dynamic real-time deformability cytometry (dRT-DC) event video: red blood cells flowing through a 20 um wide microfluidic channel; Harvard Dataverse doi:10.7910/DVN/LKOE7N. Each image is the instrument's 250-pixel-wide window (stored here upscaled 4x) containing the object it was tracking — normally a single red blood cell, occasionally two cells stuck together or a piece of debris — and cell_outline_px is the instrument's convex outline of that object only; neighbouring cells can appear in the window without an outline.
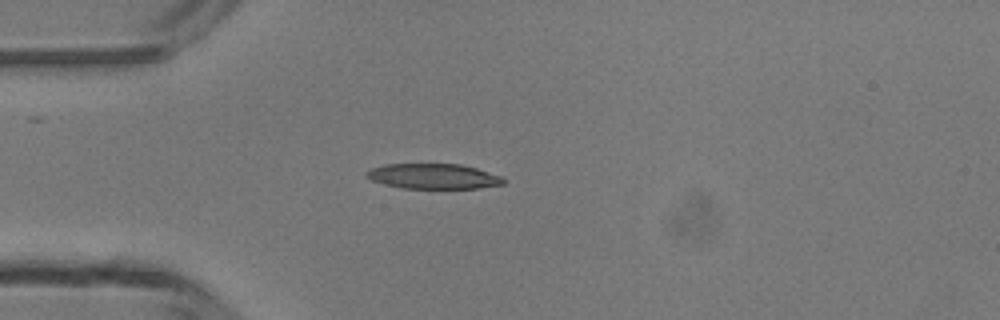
{"species": "common noctule bat (a hibernating species)", "species_latin": "Nyctalus noctula", "temperature_condition": "room temperature", "stored_images_in_passage": 4, "camera_frame_rate_fps": 3000, "um_per_image_px": 0.085, "animal": {"sex": "male", "body_mass_g": 13.3}, "frame": {"image": 1, "passage_image": 3, "time_ms": 3.333, "image_size_px": [1000, 320], "cell_outline_px": [[504, 184], [480, 188], [404, 188], [384, 184], [372, 180], [364, 176], [364, 172], [372, 168], [384, 164], [460, 164], [476, 168], [504, 176]], "centroid_in_image_um": [36.84, 14.98], "position_along_channel_um": 48.2, "area_um2": 20.17}}